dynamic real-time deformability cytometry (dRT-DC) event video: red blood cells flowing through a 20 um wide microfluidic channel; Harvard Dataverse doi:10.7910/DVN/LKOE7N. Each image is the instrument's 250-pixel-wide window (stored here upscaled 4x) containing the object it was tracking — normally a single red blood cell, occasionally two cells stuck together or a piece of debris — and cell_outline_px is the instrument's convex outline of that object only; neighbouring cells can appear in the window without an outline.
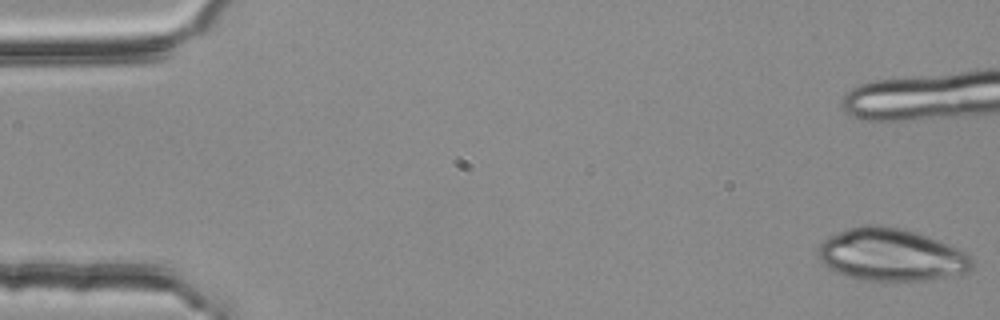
{"species": "common noctule bat (a hibernating species)", "species_latin": "Nyctalus noctula", "temperature_condition": "room temperature", "stored_images_in_passage": 14, "camera_frame_rate_fps": 3000, "um_per_image_px": 0.085, "animal": {"sex": "female", "body_mass_g": 25.1}, "frame": {"image": 1, "passage_image": 1, "time_ms": 0.0, "image_size_px": [1000, 320], "cell_outline_px": [[972, 268], [968, 272], [924, 280], [884, 284], [860, 280], [836, 272], [828, 268], [820, 260], [820, 244], [824, 240], [840, 232], [864, 224], [876, 224], [900, 228], [916, 232], [928, 236], [948, 244], [972, 256]], "centroid_in_image_um": [75.76, 21.7], "position_along_channel_um": 9.2, "area_um2": 47.34}}